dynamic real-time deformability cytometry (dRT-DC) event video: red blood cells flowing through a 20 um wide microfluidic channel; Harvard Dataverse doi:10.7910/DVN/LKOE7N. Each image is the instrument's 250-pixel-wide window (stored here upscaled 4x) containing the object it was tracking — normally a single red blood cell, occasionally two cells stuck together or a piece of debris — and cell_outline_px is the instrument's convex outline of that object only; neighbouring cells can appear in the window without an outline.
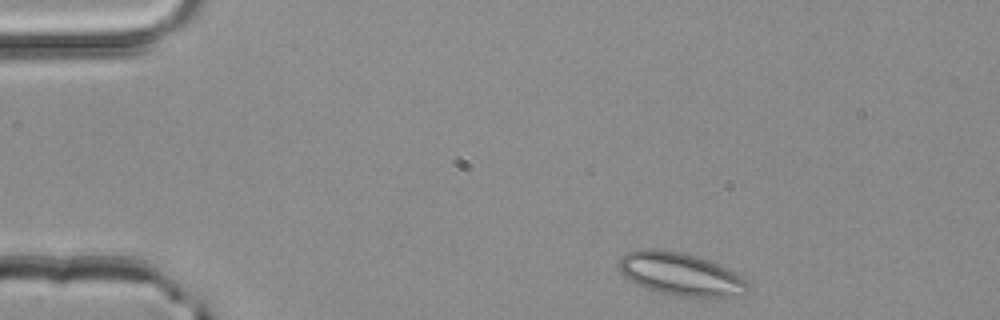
{"species": "common noctule bat (a hibernating species)", "species_latin": "Nyctalus noctula", "temperature_condition": "room temperature", "stored_images_in_passage": 43, "camera_frame_rate_fps": 3000, "um_per_image_px": 0.085, "animal": {"sex": "male", "body_mass_g": 20.4}, "frame": {"image": 1, "passage_image": 1, "time_ms": 0.0, "image_size_px": [1000, 320], "cell_outline_px": [[748, 292], [740, 296], [680, 296], [660, 292], [636, 284], [624, 276], [620, 272], [620, 256], [624, 252], [640, 248], [652, 248], [684, 252], [708, 260], [740, 276], [748, 284]], "centroid_in_image_um": [57.79, 23.27], "position_along_channel_um": 27.2, "area_um2": 31.85}}
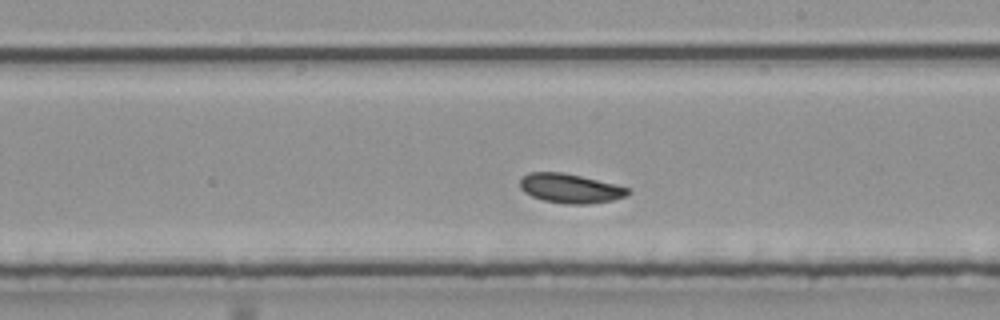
{"frame": {"image": 2, "passage_image": 22, "time_ms": 7.0, "image_size_px": [1000, 320], "cell_outline_px": [[632, 192], [624, 196], [612, 200], [588, 204], [568, 204], [544, 200], [532, 196], [524, 192], [520, 188], [520, 180], [528, 172], [564, 172], [616, 184], [632, 188]], "centroid_in_image_um": [48.5, 16.0], "position_along_channel_um": 240.5, "area_um2": 18.5}}
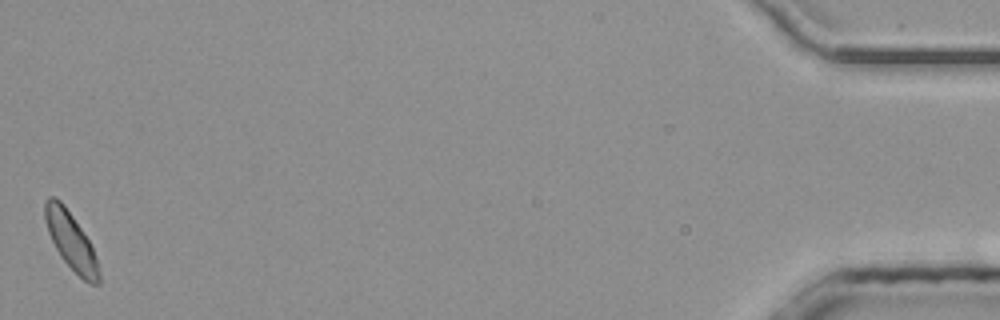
{"frame": {"image": 3, "passage_image": 43, "time_ms": 14.0, "image_size_px": [1000, 320], "cell_outline_px": [[100, 284], [88, 284], [60, 256], [48, 232], [44, 220], [44, 200], [48, 196], [56, 196], [64, 204], [88, 240], [96, 256], [100, 272]], "centroid_in_image_um": [6.01, 20.45], "position_along_channel_um": 429.2, "area_um2": 17.86}, "authors_computed_cell_mechanics": {"area_um2": 18.3226, "velocity_mm_per_s": 4.116, "shape_relaxation_time_tau1_ms": null, "shape_relaxation_time_tau2_ms": 2.7035, "deformation_change_tau1": null, "deformation_change_tau2": 0.0728}}